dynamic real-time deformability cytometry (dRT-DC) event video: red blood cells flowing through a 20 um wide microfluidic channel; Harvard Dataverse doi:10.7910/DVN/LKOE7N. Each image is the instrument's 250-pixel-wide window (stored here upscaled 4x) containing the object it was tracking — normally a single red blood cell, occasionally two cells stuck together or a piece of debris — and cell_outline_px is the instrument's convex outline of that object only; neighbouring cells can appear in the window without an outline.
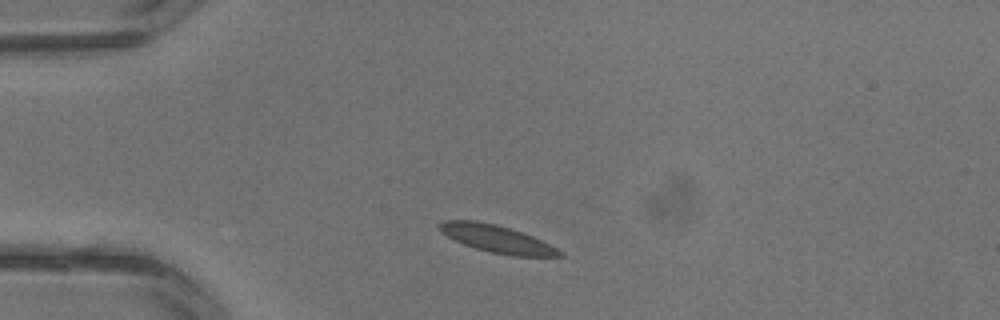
{"species": "common noctule bat (a hibernating species)", "species_latin": "Nyctalus noctula", "temperature_condition": "warm", "stored_images_in_passage": 2, "camera_frame_rate_fps": 3000, "um_per_image_px": 0.085, "animal": {"sex": "male", "body_mass_g": 13.3}, "frame": {"image": 1, "passage_image": 1, "time_ms": 0.0, "image_size_px": [1000, 320], "cell_outline_px": [[564, 256], [512, 256], [492, 252], [476, 248], [464, 244], [448, 236], [436, 224], [444, 220], [476, 220], [496, 224], [532, 236], [564, 252]], "centroid_in_image_um": [42.23, 20.3], "position_along_channel_um": 42.8, "area_um2": 18.79}}
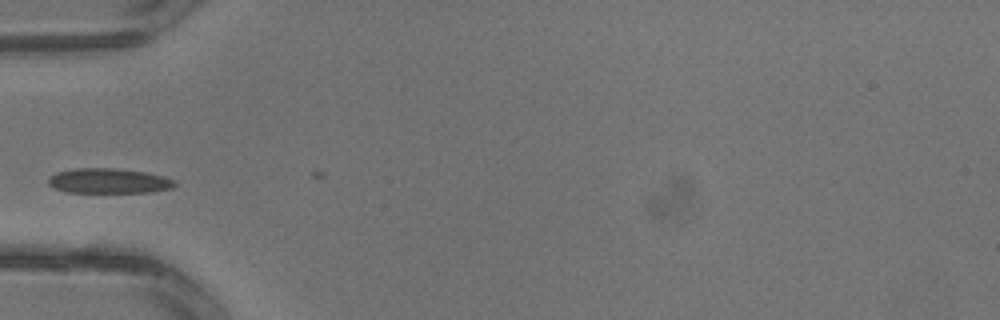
{"frame": {"image": 2, "passage_image": 2, "time_ms": 0.333, "image_size_px": [1000, 320], "cell_outline_px": [[176, 184], [172, 188], [152, 192], [68, 192], [52, 188], [48, 184], [48, 180], [56, 172], [76, 168], [116, 168], [148, 172], [164, 176], [176, 180]], "centroid_in_image_um": [9.27, 15.37], "position_along_channel_um": 75.7, "area_um2": 18.55}}